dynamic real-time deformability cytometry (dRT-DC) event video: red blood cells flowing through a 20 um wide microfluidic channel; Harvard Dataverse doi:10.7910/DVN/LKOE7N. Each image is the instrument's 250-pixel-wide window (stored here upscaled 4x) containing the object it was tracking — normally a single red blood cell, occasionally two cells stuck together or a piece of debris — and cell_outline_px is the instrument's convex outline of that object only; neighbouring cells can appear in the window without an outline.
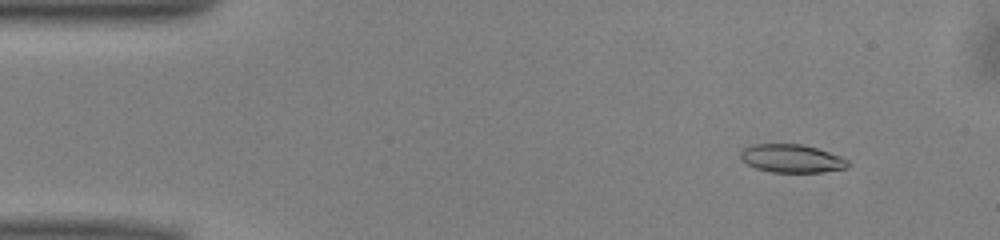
{"species": "common noctule bat (a hibernating species)", "species_latin": "Nyctalus noctula", "temperature_condition": "warm", "stored_images_in_passage": 50, "camera_frame_rate_fps": 3000, "um_per_image_px": 0.085, "animal": {"sex": "male", "body_mass_g": 13.0, "forearm_length_mm": 53.1}, "frame": {"image": 1, "passage_image": 5, "time_ms": 1.333, "image_size_px": [1000, 240], "cell_outline_px": [[852, 164], [848, 168], [824, 172], [772, 172], [756, 168], [740, 160], [740, 152], [744, 148], [752, 144], [800, 144], [816, 148], [840, 156], [848, 160]], "centroid_in_image_um": [67.31, 13.48], "position_along_channel_um": 17.7, "area_um2": 17.74}}
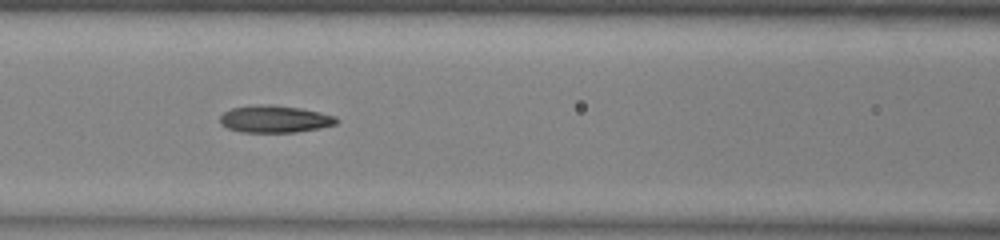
{"frame": {"image": 2, "passage_image": 21, "time_ms": 6.667, "image_size_px": [1000, 240], "cell_outline_px": [[340, 120], [336, 124], [320, 128], [296, 132], [240, 132], [228, 128], [220, 124], [220, 116], [224, 112], [232, 108], [260, 104], [272, 104], [300, 108], [320, 112], [336, 116]], "centroid_in_image_um": [23.37, 10.12], "position_along_channel_um": 143.2, "area_um2": 18.55}}
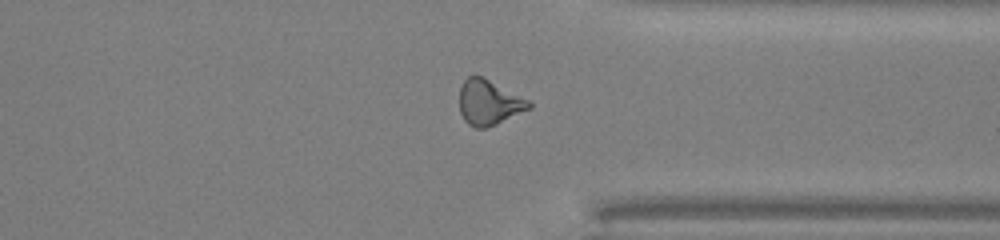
{"frame": {"image": 3, "passage_image": 38, "time_ms": 12.333, "image_size_px": [1000, 240], "cell_outline_px": [[532, 108], [488, 128], [476, 128], [468, 124], [464, 120], [460, 112], [460, 88], [464, 80], [468, 76], [484, 76], [528, 100], [532, 104]], "centroid_in_image_um": [41.56, 8.71], "position_along_channel_um": 369.8, "area_um2": 18.38}, "authors_computed_cell_mechanics": {"area_um2": 18.2359, "velocity_mm_per_s": 4.055, "shape_relaxation_time_tau1_ms": null, "shape_relaxation_time_tau2_ms": 4.071, "deformation_change_tau1": null, "deformation_change_tau2": 0.1441}}